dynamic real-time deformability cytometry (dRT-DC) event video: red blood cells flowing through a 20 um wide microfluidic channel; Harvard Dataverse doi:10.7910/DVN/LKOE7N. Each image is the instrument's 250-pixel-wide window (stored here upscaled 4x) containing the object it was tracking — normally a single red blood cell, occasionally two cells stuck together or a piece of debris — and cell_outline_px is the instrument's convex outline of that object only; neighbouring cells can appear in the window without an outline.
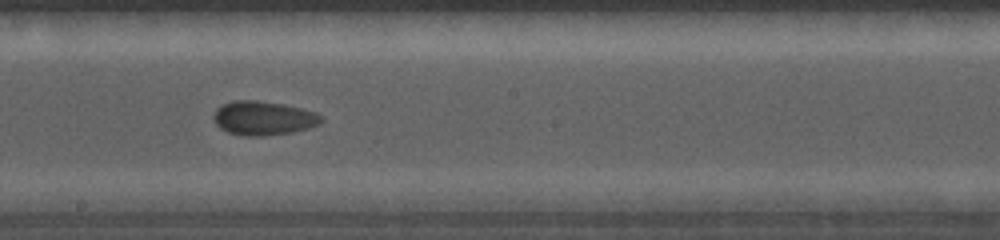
{"species": "common noctule bat (a hibernating species)", "species_latin": "Nyctalus noctula", "temperature_condition": "cold", "stored_images_in_passage": 24, "camera_frame_rate_fps": 5000, "um_per_image_px": 0.085, "animal": {"sex": "female", "body_mass_g": 19.0, "forearm_length_mm": 56.7}, "frame": {"image": 1, "passage_image": 12, "time_ms": 4.6, "image_size_px": [1000, 240], "cell_outline_px": [[324, 120], [320, 124], [308, 128], [292, 132], [264, 136], [240, 136], [228, 132], [220, 128], [216, 124], [212, 116], [216, 108], [232, 100], [256, 100], [284, 104], [316, 112]], "centroid_in_image_um": [22.37, 10.04], "position_along_channel_um": 225.8, "area_um2": 21.5}}
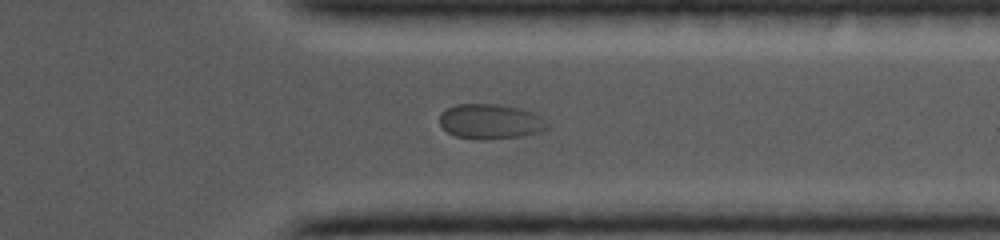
{"frame": {"image": 2, "passage_image": 19, "time_ms": 7.8, "image_size_px": [1000, 240], "cell_outline_px": [[548, 128], [524, 136], [476, 140], [456, 136], [448, 132], [440, 124], [440, 112], [456, 104], [496, 104], [520, 108], [532, 112], [540, 116], [548, 124]], "centroid_in_image_um": [41.66, 10.33], "position_along_channel_um": 369.7, "area_um2": 21.85}}
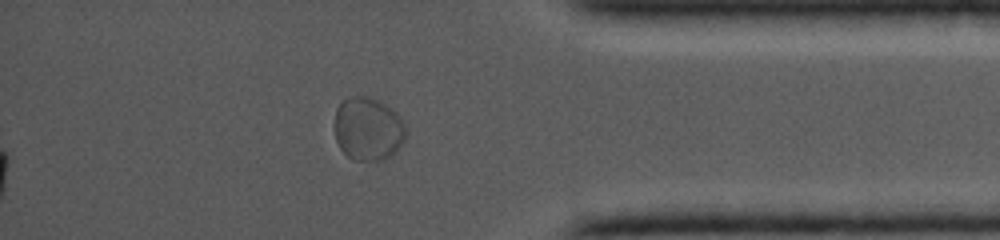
{"frame": {"image": 3, "passage_image": 21, "time_ms": 8.8, "image_size_px": [1000, 240], "cell_outline_px": [[408, 132], [404, 140], [396, 152], [392, 156], [384, 160], [352, 160], [340, 148], [336, 140], [336, 108], [348, 96], [368, 96], [384, 104], [396, 112], [400, 116], [408, 128]], "centroid_in_image_um": [31.33, 10.97], "position_along_channel_um": 403.9, "area_um2": 26.47}}